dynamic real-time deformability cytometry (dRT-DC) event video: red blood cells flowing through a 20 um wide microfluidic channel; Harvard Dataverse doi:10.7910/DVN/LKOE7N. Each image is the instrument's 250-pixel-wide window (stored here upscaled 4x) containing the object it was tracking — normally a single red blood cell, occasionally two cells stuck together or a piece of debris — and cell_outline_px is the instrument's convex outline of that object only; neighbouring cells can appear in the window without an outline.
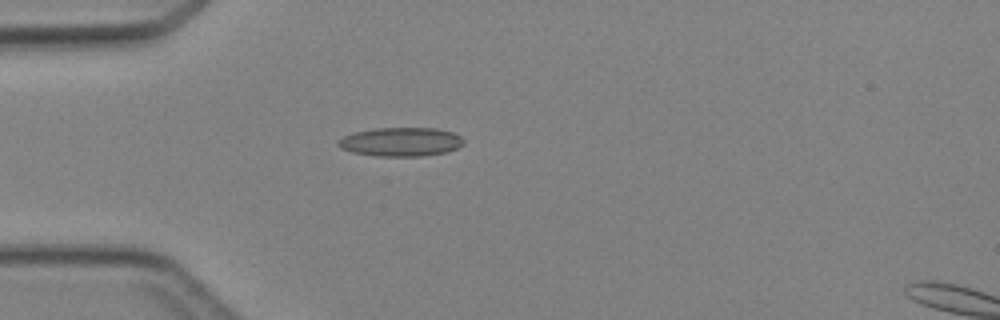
{"species": "Egyptian fruit bat (a non-hibernating species)", "species_latin": "Rousettus aegyptiacus", "temperature_condition": "cold", "stored_images_in_passage": 1, "camera_frame_rate_fps": 3000, "um_per_image_px": 0.085, "animal": {"sex": "female"}, "frame": {"image": 1, "passage_image": 1, "time_ms": 0.0, "image_size_px": [1000, 320], "cell_outline_px": [[464, 144], [448, 152], [420, 156], [376, 156], [352, 152], [340, 148], [336, 144], [336, 140], [352, 132], [376, 128], [436, 128], [452, 132], [460, 136], [464, 140]], "centroid_in_image_um": [34.04, 12.05], "position_along_channel_um": 51.0, "area_um2": 21.27}}